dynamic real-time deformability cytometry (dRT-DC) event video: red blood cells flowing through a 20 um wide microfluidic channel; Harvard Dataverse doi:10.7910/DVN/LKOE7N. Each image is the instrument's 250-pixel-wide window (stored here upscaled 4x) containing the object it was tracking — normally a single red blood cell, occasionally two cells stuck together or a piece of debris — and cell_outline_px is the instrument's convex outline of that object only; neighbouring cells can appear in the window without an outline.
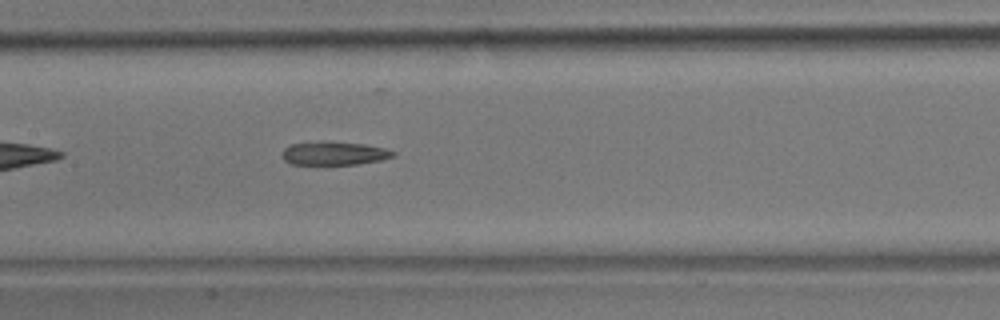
{"species": "common noctule bat (a hibernating species)", "species_latin": "Nyctalus noctula", "temperature_condition": "room temperature", "stored_images_in_passage": 40, "camera_frame_rate_fps": 3000, "um_per_image_px": 0.085, "animal": {"sex": "male", "body_mass_g": 17.9}, "frame": {"image": 1, "passage_image": 12, "time_ms": 3.667, "image_size_px": [1000, 320], "cell_outline_px": [[396, 156], [380, 160], [356, 164], [292, 164], [284, 160], [280, 152], [284, 148], [292, 144], [364, 144], [384, 148], [396, 152]], "centroid_in_image_um": [28.43, 13.08], "position_along_channel_um": 179.0, "area_um2": 14.28}}